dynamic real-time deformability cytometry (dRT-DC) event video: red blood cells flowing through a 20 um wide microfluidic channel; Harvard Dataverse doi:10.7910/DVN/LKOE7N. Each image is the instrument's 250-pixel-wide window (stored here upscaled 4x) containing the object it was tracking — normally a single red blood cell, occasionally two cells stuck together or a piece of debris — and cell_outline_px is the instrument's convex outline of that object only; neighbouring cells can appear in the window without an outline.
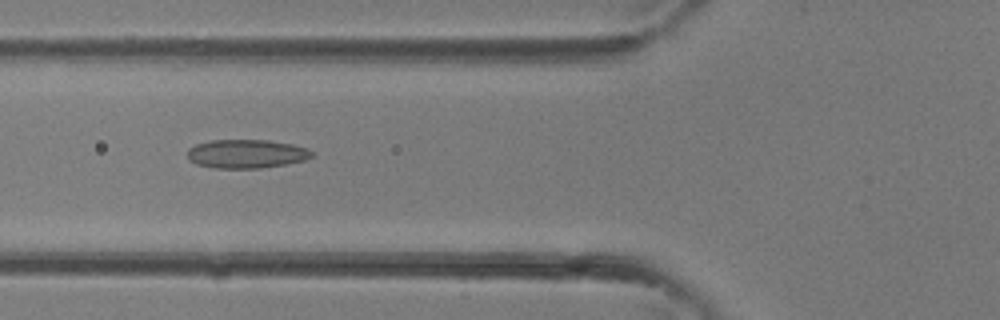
{"species": "common noctule bat (a hibernating species)", "species_latin": "Nyctalus noctula", "temperature_condition": "room temperature", "stored_images_in_passage": 25, "camera_frame_rate_fps": 3000, "um_per_image_px": 0.085, "animal": {"sex": "female"}, "frame": {"image": 1, "passage_image": 3, "time_ms": 0.667, "image_size_px": [1000, 320], "cell_outline_px": [[312, 156], [304, 160], [284, 164], [260, 168], [216, 168], [196, 164], [188, 160], [188, 148], [196, 144], [212, 140], [268, 140], [292, 144], [308, 148], [312, 152]], "centroid_in_image_um": [20.92, 13.07], "position_along_channel_um": 104.9, "area_um2": 20.75}}
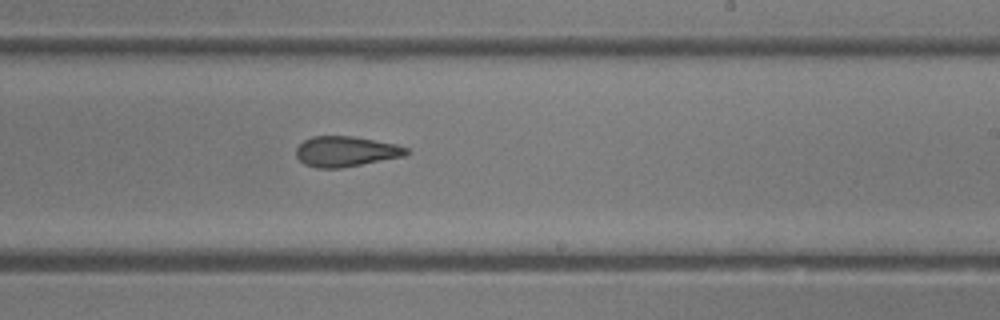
{"frame": {"image": 2, "passage_image": 11, "time_ms": 3.333, "image_size_px": [1000, 320], "cell_outline_px": [[408, 152], [404, 156], [340, 168], [316, 168], [304, 164], [296, 156], [296, 148], [304, 140], [312, 136], [352, 136], [396, 144], [408, 148]], "centroid_in_image_um": [29.37, 12.87], "position_along_channel_um": 259.6, "area_um2": 19.36}}
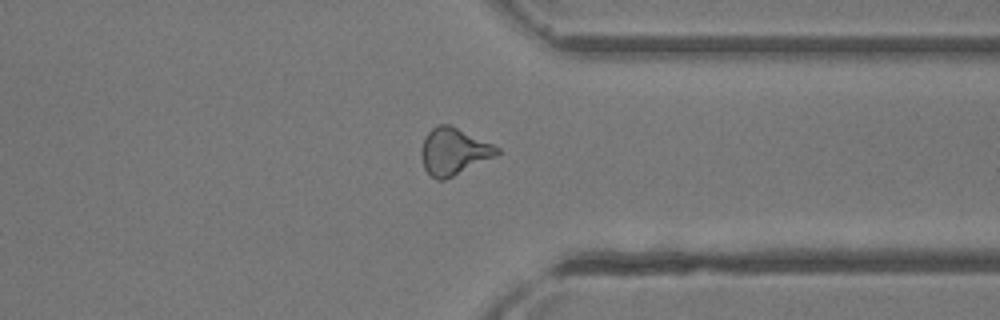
{"frame": {"image": 3, "passage_image": 17, "time_ms": 5.333, "image_size_px": [1000, 320], "cell_outline_px": [[500, 152], [496, 156], [444, 180], [436, 180], [424, 168], [420, 156], [420, 148], [424, 136], [436, 124], [448, 124], [492, 144], [500, 148]], "centroid_in_image_um": [38.52, 12.87], "position_along_channel_um": 372.9, "area_um2": 20.58}}